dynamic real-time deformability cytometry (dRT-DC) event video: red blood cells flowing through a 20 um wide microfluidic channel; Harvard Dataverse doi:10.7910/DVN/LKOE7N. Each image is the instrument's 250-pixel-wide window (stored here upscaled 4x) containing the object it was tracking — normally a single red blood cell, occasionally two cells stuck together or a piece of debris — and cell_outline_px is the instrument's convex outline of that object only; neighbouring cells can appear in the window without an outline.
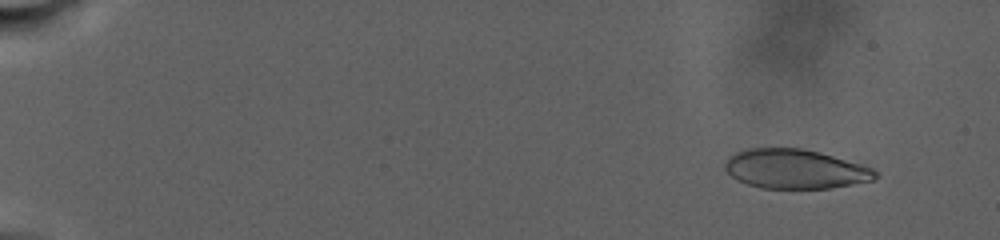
{"species": "human", "species_latin": "Homo sapiens", "temperature_condition": "warm", "stored_images_in_passage": 76, "camera_frame_rate_fps": 3000, "um_per_image_px": 0.085, "donor": {"sex": "male"}, "frame": {"image": 1, "passage_image": 7, "time_ms": 2.667, "image_size_px": [1000, 240], "cell_outline_px": [[876, 176], [872, 180], [852, 184], [828, 188], [760, 188], [736, 180], [724, 168], [724, 164], [736, 152], [748, 148], [800, 148], [820, 152], [860, 164], [872, 168], [876, 172]], "centroid_in_image_um": [67.56, 14.36], "position_along_channel_um": 17.4, "area_um2": 34.1}}
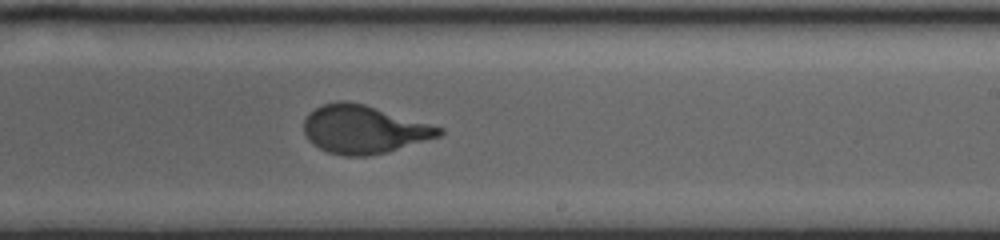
{"frame": {"image": 2, "passage_image": 48, "time_ms": 19.333, "image_size_px": [1000, 240], "cell_outline_px": [[444, 132], [440, 136], [388, 152], [368, 156], [344, 156], [328, 152], [312, 144], [308, 140], [304, 132], [304, 120], [308, 112], [320, 104], [336, 100], [348, 100], [364, 104], [444, 128]], "centroid_in_image_um": [30.88, 10.99], "position_along_channel_um": 258.1, "area_um2": 38.21}}
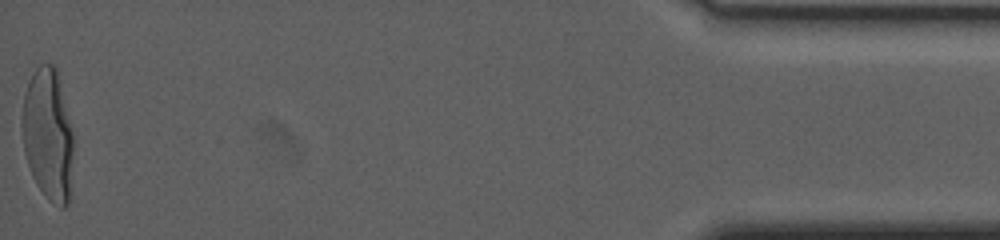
{"frame": {"image": 3, "passage_image": 76, "time_ms": 29.667, "image_size_px": [1000, 240], "cell_outline_px": [[72, 196], [68, 204], [64, 208], [60, 208], [48, 200], [36, 184], [32, 176], [24, 152], [20, 124], [24, 92], [28, 80], [36, 68], [40, 64], [56, 64], [72, 132]], "centroid_in_image_um": [4.07, 11.47], "position_along_channel_um": 431.1, "area_um2": 40.23}, "authors_computed_cell_mechanics": {"area_um2": 37.5411, "velocity_mm_per_s": 2.4374, "shape_relaxation_time_tau1_ms": 8.33, "shape_relaxation_time_tau2_ms": null, "deformation_change_tau1": 0.2646, "deformation_change_tau2": null}}